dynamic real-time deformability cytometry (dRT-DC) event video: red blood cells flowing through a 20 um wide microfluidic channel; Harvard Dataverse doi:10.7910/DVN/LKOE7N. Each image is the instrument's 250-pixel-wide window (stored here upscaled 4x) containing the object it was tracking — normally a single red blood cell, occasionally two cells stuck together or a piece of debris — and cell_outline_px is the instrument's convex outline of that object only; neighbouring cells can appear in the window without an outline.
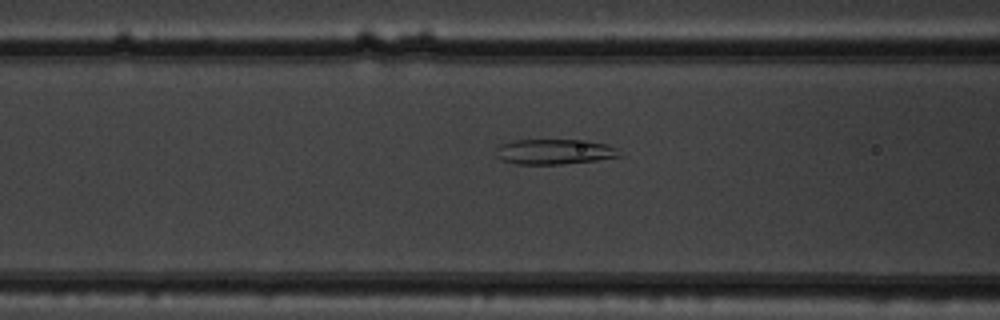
{"species": "common noctule bat (a hibernating species)", "species_latin": "Nyctalus noctula", "temperature_condition": "warm", "stored_images_in_passage": 18, "camera_frame_rate_fps": 3000, "um_per_image_px": 0.085, "animal": {"sex": "male", "body_mass_g": 19.5, "forearm_length_mm": 54.6}, "frame": {"image": 1, "passage_image": 13, "time_ms": 4.0, "image_size_px": [1000, 320], "cell_outline_px": [[624, 156], [596, 160], [560, 164], [516, 164], [500, 160], [496, 156], [496, 148], [500, 144], [512, 140], [588, 140], [608, 144], [616, 148]], "centroid_in_image_um": [47.12, 12.89], "position_along_channel_um": 119.5, "area_um2": 18.38}}